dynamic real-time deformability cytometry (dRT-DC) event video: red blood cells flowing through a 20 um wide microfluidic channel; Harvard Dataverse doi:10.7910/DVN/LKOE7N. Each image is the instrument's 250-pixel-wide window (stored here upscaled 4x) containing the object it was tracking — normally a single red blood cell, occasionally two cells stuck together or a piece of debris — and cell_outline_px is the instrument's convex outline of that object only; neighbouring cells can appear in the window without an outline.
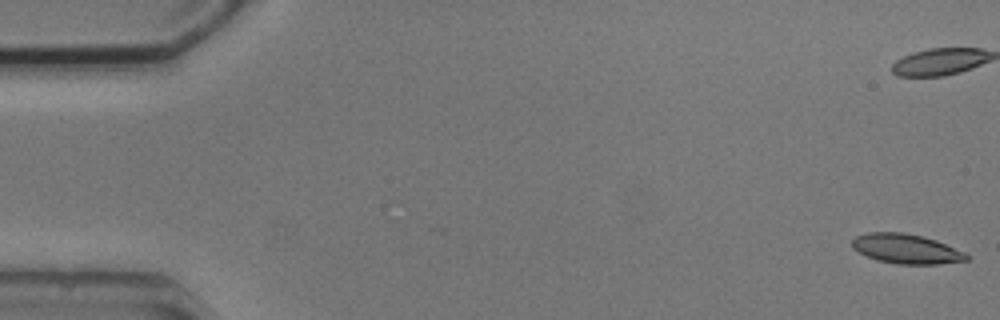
{"species": "common noctule bat (a hibernating species)", "species_latin": "Nyctalus noctula", "temperature_condition": "cold", "stored_images_in_passage": 9, "camera_frame_rate_fps": 3000, "um_per_image_px": 0.085, "animal": {"sex": "male", "body_mass_g": 20.5, "forearm_length_mm": 52.5}, "frame": {"image": 1, "passage_image": 1, "time_ms": 0.0, "image_size_px": [1000, 320], "cell_outline_px": [[972, 256], [968, 260], [936, 264], [896, 264], [876, 260], [852, 248], [852, 240], [856, 236], [868, 232], [904, 232], [924, 236], [936, 240], [964, 252]], "centroid_in_image_um": [77.04, 21.14], "position_along_channel_um": 8.0, "area_um2": 19.83}}